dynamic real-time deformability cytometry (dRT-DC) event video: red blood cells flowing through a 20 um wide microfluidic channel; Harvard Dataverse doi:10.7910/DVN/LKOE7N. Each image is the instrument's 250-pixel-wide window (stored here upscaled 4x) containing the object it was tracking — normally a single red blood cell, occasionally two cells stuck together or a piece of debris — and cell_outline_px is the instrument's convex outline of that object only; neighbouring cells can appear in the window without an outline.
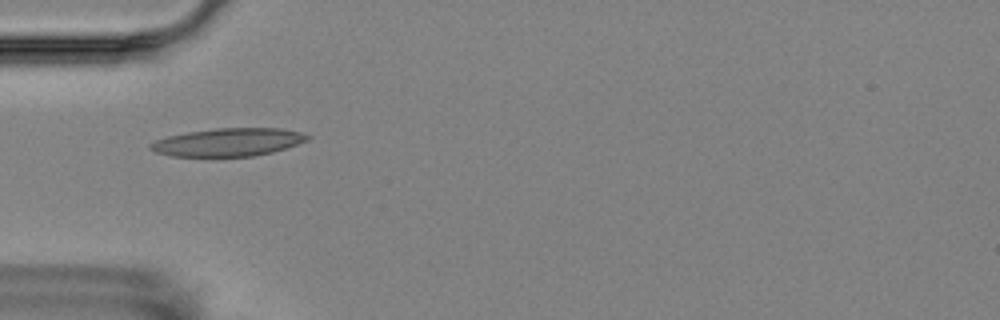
{"species": "Egyptian fruit bat (a non-hibernating species)", "species_latin": "Rousettus aegyptiacus", "temperature_condition": "room temperature", "stored_images_in_passage": 8, "camera_frame_rate_fps": 3000, "um_per_image_px": 0.085, "animal": {"sex": "female"}, "frame": {"image": 1, "passage_image": 5, "time_ms": 4.667, "image_size_px": [1000, 320], "cell_outline_px": [[312, 136], [308, 140], [272, 152], [256, 156], [172, 156], [156, 152], [148, 148], [148, 144], [156, 140], [168, 136], [188, 132], [216, 128], [280, 128], [300, 132]], "centroid_in_image_um": [19.39, 12.08], "position_along_channel_um": 65.6, "area_um2": 25.49}}
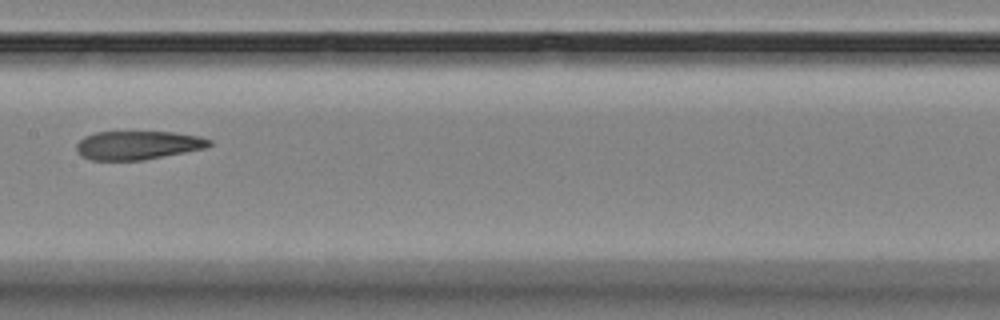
{"frame": {"image": 2, "passage_image": 8, "time_ms": 8.333, "image_size_px": [1000, 320], "cell_outline_px": [[212, 144], [204, 148], [144, 160], [92, 160], [80, 156], [76, 152], [76, 144], [84, 136], [96, 132], [176, 132], [200, 136], [212, 140]], "centroid_in_image_um": [11.69, 12.34], "position_along_channel_um": 195.7, "area_um2": 22.25}}